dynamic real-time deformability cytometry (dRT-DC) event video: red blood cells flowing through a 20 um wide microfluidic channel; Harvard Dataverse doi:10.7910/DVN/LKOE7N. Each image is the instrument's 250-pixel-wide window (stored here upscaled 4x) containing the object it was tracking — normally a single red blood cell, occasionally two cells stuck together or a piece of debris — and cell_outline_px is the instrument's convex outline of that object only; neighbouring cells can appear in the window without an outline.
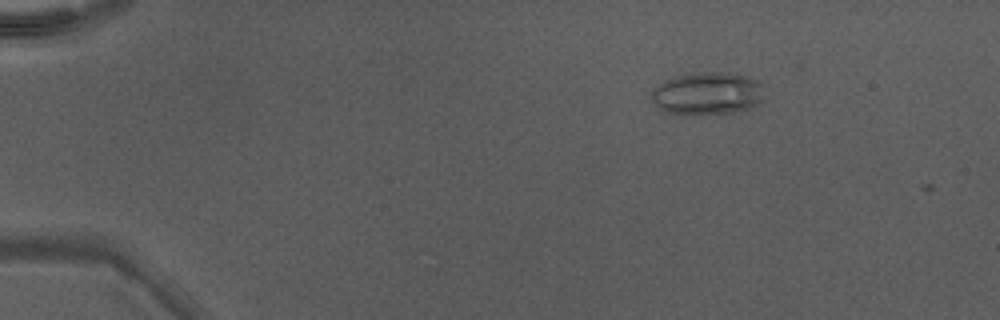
{"species": "Egyptian fruit bat (a non-hibernating species)", "species_latin": "Rousettus aegyptiacus", "temperature_condition": "warm", "stored_images_in_passage": 3, "camera_frame_rate_fps": 3000, "um_per_image_px": 0.085, "animal": {"sex": "male"}, "frame": {"image": 1, "passage_image": 1, "time_ms": 0.0, "image_size_px": [1000, 320], "cell_outline_px": [[764, 84], [760, 100], [756, 104], [748, 108], [732, 112], [700, 116], [664, 112], [656, 108], [652, 100], [652, 88], [664, 80], [672, 76], [688, 72], [728, 72], [748, 76]], "centroid_in_image_um": [60.06, 7.94], "position_along_channel_um": 24.9, "area_um2": 28.73}}